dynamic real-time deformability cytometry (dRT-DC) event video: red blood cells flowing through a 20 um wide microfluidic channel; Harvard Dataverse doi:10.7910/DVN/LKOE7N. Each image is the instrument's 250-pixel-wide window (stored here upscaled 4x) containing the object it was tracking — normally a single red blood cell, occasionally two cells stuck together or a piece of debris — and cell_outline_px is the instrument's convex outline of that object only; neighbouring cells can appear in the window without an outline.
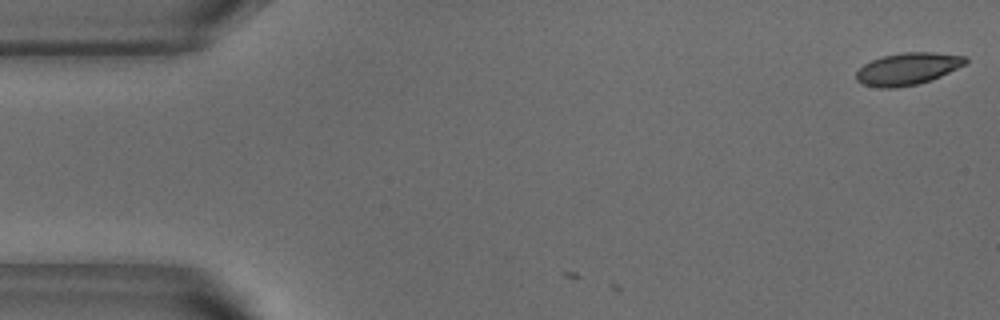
{"species": "common noctule bat (a hibernating species)", "species_latin": "Nyctalus noctula", "temperature_condition": "warm", "stored_images_in_passage": 4, "camera_frame_rate_fps": 3000, "um_per_image_px": 0.085, "animal": {"sex": "male", "body_mass_g": 18.8}, "frame": {"image": 1, "passage_image": 1, "time_ms": 0.0, "image_size_px": [1000, 320], "cell_outline_px": [[968, 64], [940, 76], [916, 84], [896, 88], [880, 88], [864, 84], [856, 80], [856, 72], [864, 64], [880, 56], [904, 52], [936, 52], [968, 56]], "centroid_in_image_um": [77.19, 5.83], "position_along_channel_um": 7.8, "area_um2": 20.58}}